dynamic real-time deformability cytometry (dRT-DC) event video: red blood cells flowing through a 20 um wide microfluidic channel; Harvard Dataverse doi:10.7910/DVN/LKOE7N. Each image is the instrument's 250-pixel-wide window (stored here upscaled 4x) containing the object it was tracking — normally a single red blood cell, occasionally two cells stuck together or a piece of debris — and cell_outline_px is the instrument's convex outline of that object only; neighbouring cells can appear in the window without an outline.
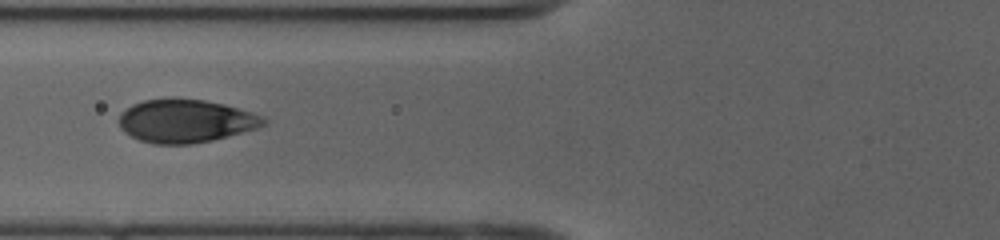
{"species": "human", "species_latin": "Homo sapiens", "temperature_condition": "cold", "stored_images_in_passage": 35, "camera_frame_rate_fps": 3000, "um_per_image_px": 0.085, "donor": {"sex": "female"}, "frame": {"image": 1, "passage_image": 5, "time_ms": 1.333, "image_size_px": [1000, 240], "cell_outline_px": [[268, 120], [264, 124], [256, 128], [228, 136], [212, 140], [192, 144], [152, 144], [140, 140], [124, 132], [120, 128], [120, 112], [132, 104], [144, 100], [172, 96], [204, 100], [224, 104], [252, 112]], "centroid_in_image_um": [15.74, 10.26], "position_along_channel_um": 110.1, "area_um2": 36.7}}
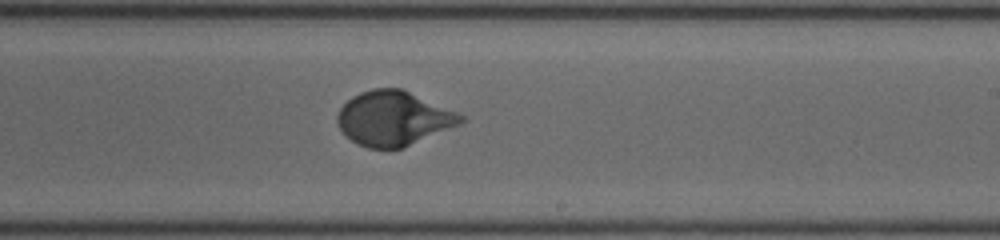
{"frame": {"image": 2, "passage_image": 16, "time_ms": 5.0, "image_size_px": [1000, 240], "cell_outline_px": [[464, 120], [460, 124], [404, 148], [368, 148], [356, 144], [340, 128], [336, 120], [336, 116], [340, 108], [352, 96], [360, 92], [372, 88], [404, 88], [456, 112], [464, 116]], "centroid_in_image_um": [33.44, 10.05], "position_along_channel_um": 255.6, "area_um2": 39.19}}
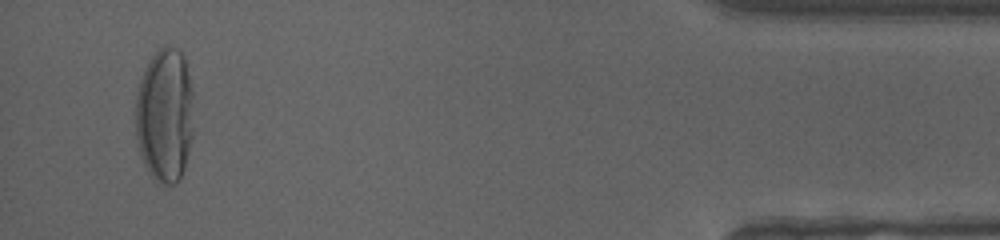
{"frame": {"image": 3, "passage_image": 33, "time_ms": 10.667, "image_size_px": [1000, 240], "cell_outline_px": [[192, 136], [184, 168], [176, 184], [160, 184], [148, 172], [144, 164], [140, 152], [136, 136], [136, 96], [140, 80], [152, 56], [164, 44], [176, 48], [184, 56], [192, 88]], "centroid_in_image_um": [14.01, 9.79], "position_along_channel_um": 421.2, "area_um2": 45.32}, "authors_computed_cell_mechanics": {"area_um2": 38.8416, "velocity_mm_per_s": 3.9645, "shape_relaxation_time_tau1_ms": 3.8728, "shape_relaxation_time_tau2_ms": null, "deformation_change_tau1": 0.1997, "deformation_change_tau2": null}}